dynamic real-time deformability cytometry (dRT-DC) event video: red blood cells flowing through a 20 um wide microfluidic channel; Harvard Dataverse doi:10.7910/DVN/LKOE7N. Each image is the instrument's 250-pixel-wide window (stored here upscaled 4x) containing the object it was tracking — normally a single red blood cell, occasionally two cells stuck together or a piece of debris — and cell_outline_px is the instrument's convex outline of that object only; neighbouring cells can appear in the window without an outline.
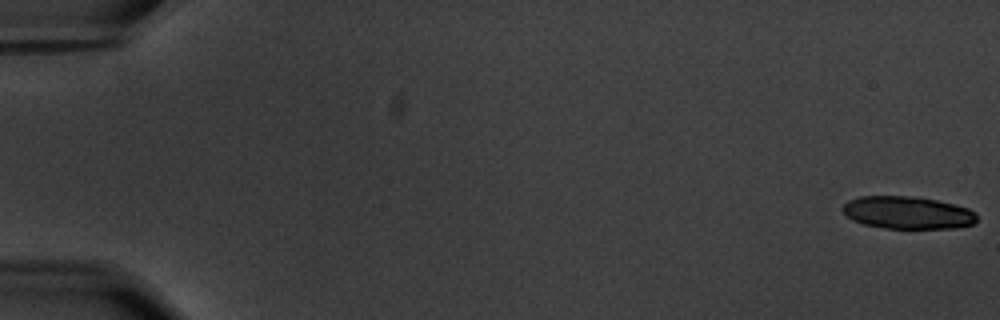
{"species": "common noctule bat (a hibernating species)", "species_latin": "Nyctalus noctula", "temperature_condition": "warm", "stored_images_in_passage": 60, "camera_frame_rate_fps": 3000, "um_per_image_px": 0.085, "animal": {"sex": "male", "body_mass_g": 20.1, "forearm_length_mm": 53.5}, "frame": {"image": 1, "passage_image": 1, "time_ms": 0.0, "image_size_px": [1000, 320], "cell_outline_px": [[976, 220], [972, 224], [956, 228], [884, 228], [864, 224], [852, 220], [840, 208], [848, 200], [860, 196], [908, 196], [936, 200], [968, 208], [976, 212]], "centroid_in_image_um": [77.12, 18.07], "position_along_channel_um": 7.9, "area_um2": 25.32}}
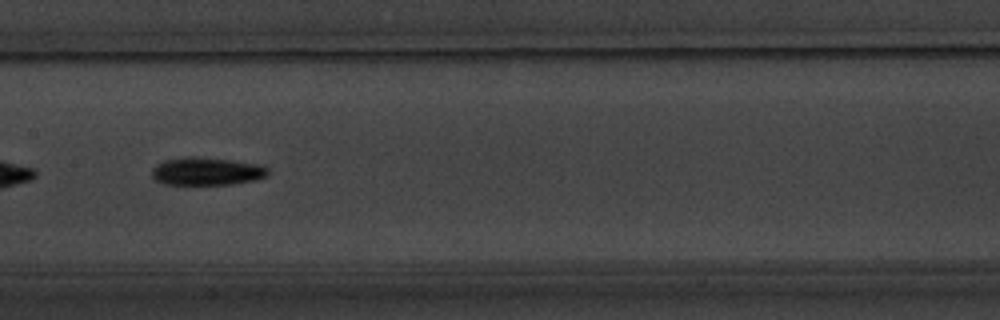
{"frame": {"image": 2, "passage_image": 31, "time_ms": 10.0, "image_size_px": [1000, 320], "cell_outline_px": [[268, 176], [256, 180], [232, 184], [164, 184], [156, 180], [152, 176], [152, 168], [156, 164], [164, 160], [184, 156], [196, 156], [232, 160], [256, 164], [268, 168]], "centroid_in_image_um": [17.55, 14.55], "position_along_channel_um": 189.9, "area_um2": 18.96}, "authors_computed_cell_mechanics": {"area_um2": 18.2359, "velocity_mm_per_s": 3.5587, "shape_relaxation_time_tau1_ms": 2.1828, "shape_relaxation_time_tau2_ms": null, "deformation_change_tau1": 0.1664, "deformation_change_tau2": null}}